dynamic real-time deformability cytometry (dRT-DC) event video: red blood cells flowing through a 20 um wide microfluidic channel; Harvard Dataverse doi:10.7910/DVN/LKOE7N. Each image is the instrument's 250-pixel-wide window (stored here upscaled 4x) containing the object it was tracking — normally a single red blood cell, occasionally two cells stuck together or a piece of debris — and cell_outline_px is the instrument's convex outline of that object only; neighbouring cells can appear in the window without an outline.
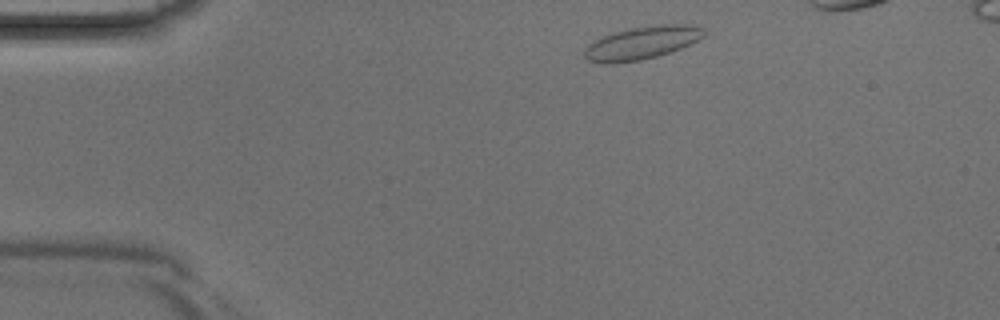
{"species": "Egyptian fruit bat (a non-hibernating species)", "species_latin": "Rousettus aegyptiacus", "temperature_condition": "room temperature", "stored_images_in_passage": 33, "camera_frame_rate_fps": 3000, "um_per_image_px": 0.085, "animal": {"sex": "male"}, "frame": {"image": 1, "passage_image": 2, "time_ms": 0.333, "image_size_px": [1000, 320], "cell_outline_px": [[704, 36], [680, 48], [656, 56], [640, 60], [608, 64], [604, 64], [588, 60], [584, 56], [584, 48], [592, 40], [600, 36], [632, 28], [660, 24], [692, 24], [704, 28]], "centroid_in_image_um": [54.51, 3.64], "position_along_channel_um": 30.5, "area_um2": 22.83}}
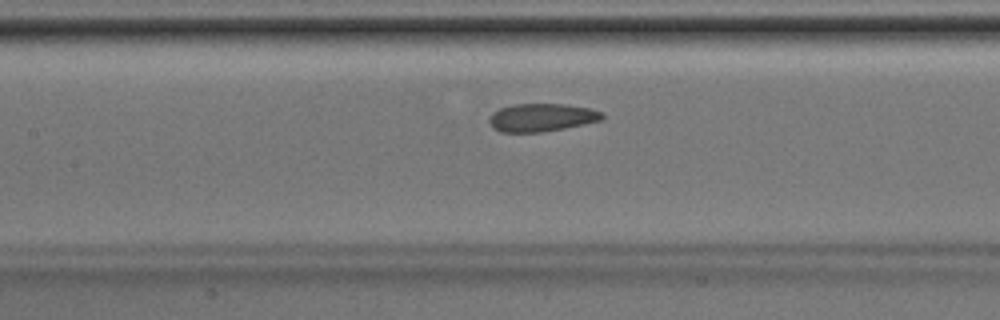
{"frame": {"image": 2, "passage_image": 14, "time_ms": 4.333, "image_size_px": [1000, 320], "cell_outline_px": [[604, 120], [544, 132], [500, 132], [492, 128], [488, 120], [492, 112], [500, 108], [512, 104], [564, 104], [588, 108], [604, 112]], "centroid_in_image_um": [46.03, 9.99], "position_along_channel_um": 161.4, "area_um2": 18.61}}
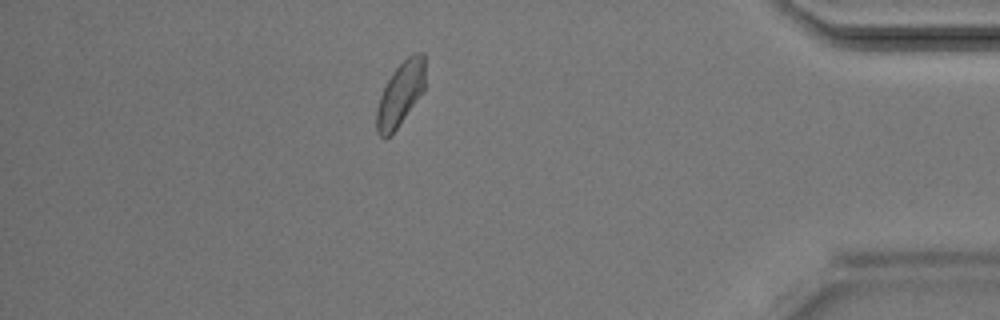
{"frame": {"image": 3, "passage_image": 32, "time_ms": 10.333, "image_size_px": [1000, 320], "cell_outline_px": [[424, 88], [396, 128], [384, 140], [376, 132], [376, 108], [380, 96], [392, 72], [408, 56], [416, 52], [424, 52]], "centroid_in_image_um": [34.0, 7.97], "position_along_channel_um": 401.2, "area_um2": 17.57}}